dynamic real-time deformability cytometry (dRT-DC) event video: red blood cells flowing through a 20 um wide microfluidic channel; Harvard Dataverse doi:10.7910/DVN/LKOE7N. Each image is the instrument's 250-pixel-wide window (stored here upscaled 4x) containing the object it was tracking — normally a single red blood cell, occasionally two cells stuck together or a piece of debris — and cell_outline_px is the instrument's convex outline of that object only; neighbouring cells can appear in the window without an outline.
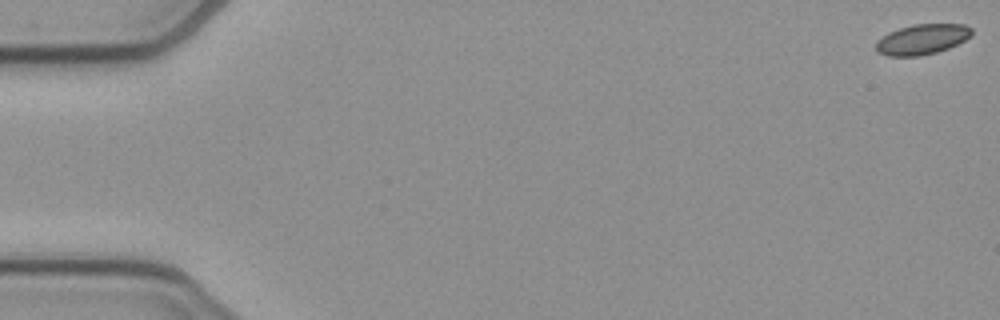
{"species": "common noctule bat (a hibernating species)", "species_latin": "Nyctalus noctula", "temperature_condition": "cold", "stored_images_in_passage": 54, "camera_frame_rate_fps": 3000, "um_per_image_px": 0.085, "animal": {"sex": "female", "body_mass_g": 21.9}, "frame": {"image": 1, "passage_image": 1, "time_ms": 0.0, "image_size_px": [1000, 320], "cell_outline_px": [[972, 36], [948, 48], [936, 52], [920, 56], [888, 56], [876, 52], [876, 40], [888, 32], [912, 24], [964, 24], [972, 28]], "centroid_in_image_um": [78.36, 3.34], "position_along_channel_um": 6.6, "area_um2": 16.99}}
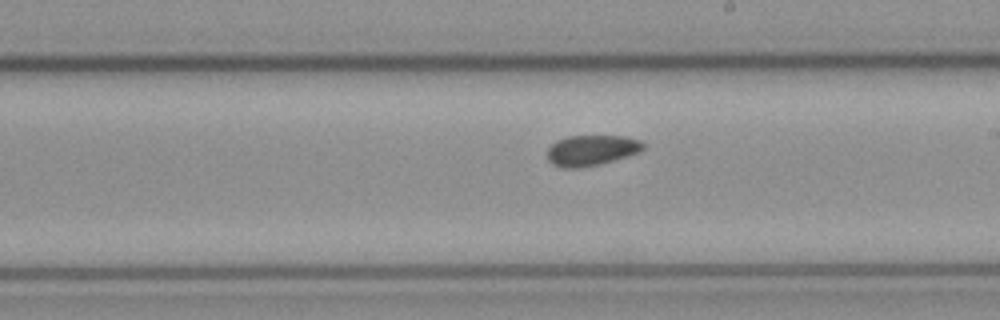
{"frame": {"image": 2, "passage_image": 31, "time_ms": 10.0, "image_size_px": [1000, 320], "cell_outline_px": [[644, 148], [640, 152], [628, 156], [600, 164], [580, 168], [564, 168], [552, 164], [548, 160], [548, 148], [556, 140], [568, 136], [628, 136], [640, 140], [644, 144]], "centroid_in_image_um": [50.29, 12.77], "position_along_channel_um": 238.7, "area_um2": 17.22}}
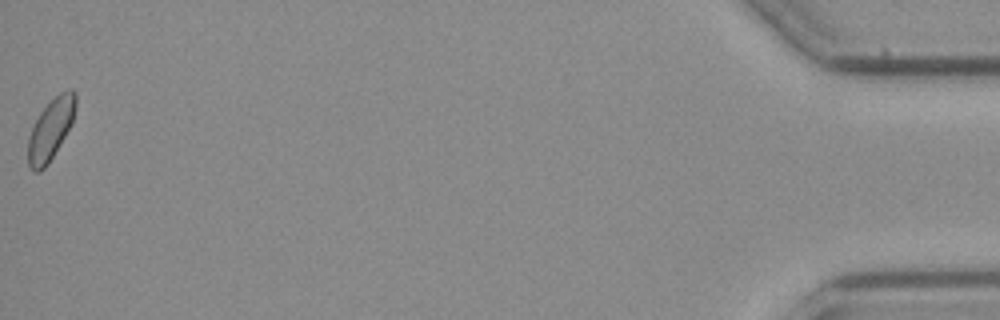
{"frame": {"image": 3, "passage_image": 54, "time_ms": 17.667, "image_size_px": [1000, 320], "cell_outline_px": [[76, 108], [72, 124], [48, 164], [40, 172], [32, 172], [28, 164], [28, 136], [40, 112], [60, 92], [68, 88], [72, 88], [76, 92]], "centroid_in_image_um": [4.32, 10.99], "position_along_channel_um": 430.9, "area_um2": 16.99}}